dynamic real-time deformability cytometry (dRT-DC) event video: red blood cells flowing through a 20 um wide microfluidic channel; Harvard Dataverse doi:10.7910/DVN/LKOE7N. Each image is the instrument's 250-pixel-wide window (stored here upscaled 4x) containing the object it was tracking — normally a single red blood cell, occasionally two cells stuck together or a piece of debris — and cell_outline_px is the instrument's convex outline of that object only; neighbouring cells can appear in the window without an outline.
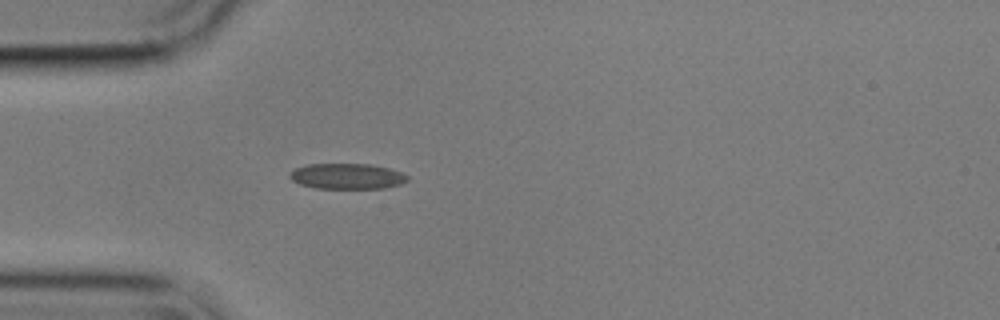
{"species": "common noctule bat (a hibernating species)", "species_latin": "Nyctalus noctula", "temperature_condition": "cold", "stored_images_in_passage": 41, "camera_frame_rate_fps": 3000, "um_per_image_px": 0.085, "animal": {"sex": "male", "body_mass_g": 17.9}, "frame": {"image": 1, "passage_image": 1, "time_ms": 0.0, "image_size_px": [1000, 320], "cell_outline_px": [[408, 180], [400, 184], [384, 188], [316, 188], [300, 184], [292, 180], [288, 176], [288, 172], [296, 168], [308, 164], [372, 164], [388, 168], [400, 172], [408, 176]], "centroid_in_image_um": [29.47, 14.97], "position_along_channel_um": 55.5, "area_um2": 17.51}}
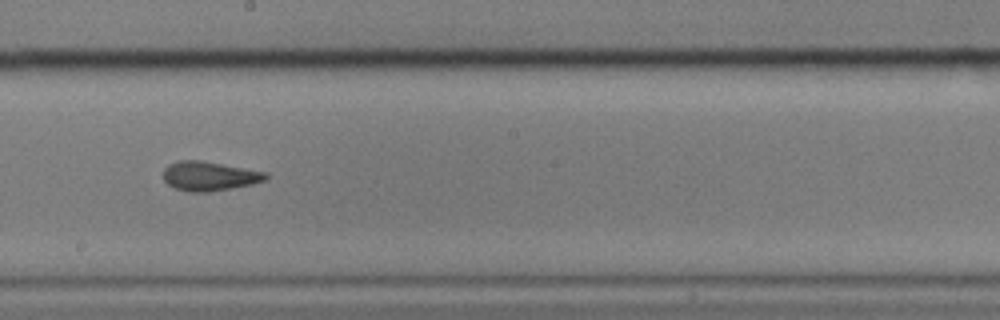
{"frame": {"image": 2, "passage_image": 16, "time_ms": 5.0, "image_size_px": [1000, 320], "cell_outline_px": [[268, 176], [264, 180], [252, 184], [232, 188], [208, 192], [188, 192], [176, 188], [168, 184], [164, 180], [164, 168], [168, 164], [180, 160], [200, 160], [268, 172]], "centroid_in_image_um": [17.79, 14.96], "position_along_channel_um": 230.4, "area_um2": 17.46}}
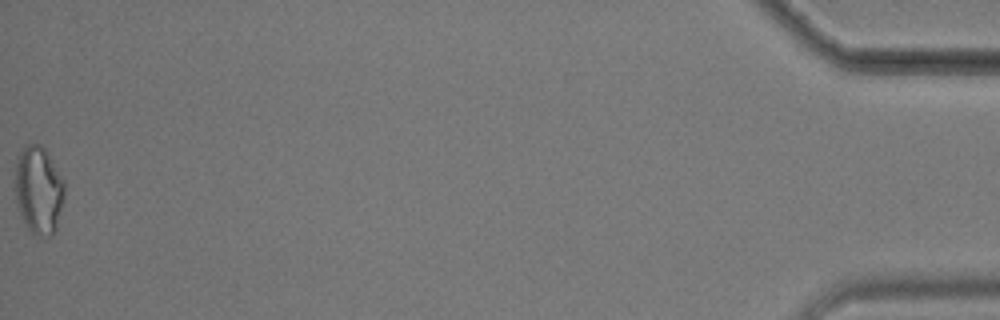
{"frame": {"image": 3, "passage_image": 41, "time_ms": 13.333, "image_size_px": [1000, 320], "cell_outline_px": [[64, 196], [56, 228], [52, 236], [48, 236], [32, 232], [28, 228], [16, 204], [16, 156], [24, 144], [40, 144], [48, 152], [64, 180]], "centroid_in_image_um": [3.29, 16.09], "position_along_channel_um": 431.9, "area_um2": 25.14}, "authors_computed_cell_mechanics": {"area_um2": 17.5712, "velocity_mm_per_s": 3.5901, "shape_relaxation_time_tau1_ms": 6.9588, "shape_relaxation_time_tau2_ms": 2.5243, "deformation_change_tau1": 0.1394, "deformation_change_tau2": 0.0847}}